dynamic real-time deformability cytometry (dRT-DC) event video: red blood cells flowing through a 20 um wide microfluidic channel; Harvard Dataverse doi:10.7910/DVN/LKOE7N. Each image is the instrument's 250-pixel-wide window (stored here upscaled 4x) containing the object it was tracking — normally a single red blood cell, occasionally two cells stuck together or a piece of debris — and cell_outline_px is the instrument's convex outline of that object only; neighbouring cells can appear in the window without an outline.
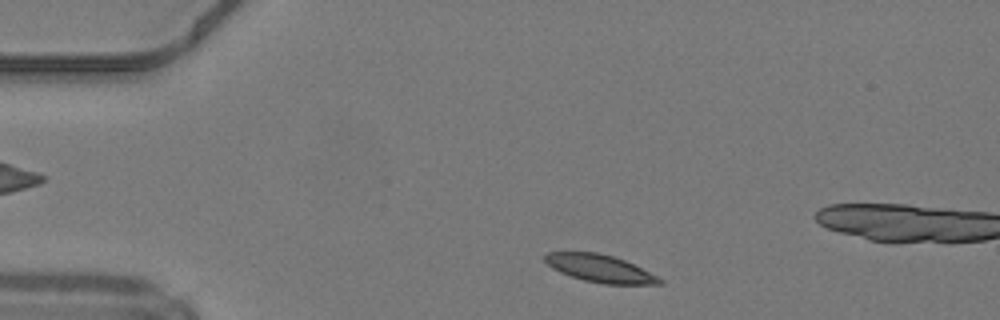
{"species": "common noctule bat (a hibernating species)", "species_latin": "Nyctalus noctula", "temperature_condition": "warm", "stored_images_in_passage": 8, "camera_frame_rate_fps": 3000, "um_per_image_px": 0.085, "animal": {"sex": "male", "body_mass_g": 19.2, "forearm_length_mm": 51.8}, "frame": {"image": 1, "passage_image": 2, "time_ms": 0.333, "image_size_px": [1000, 320], "cell_outline_px": [[664, 284], [604, 284], [584, 280], [560, 272], [552, 268], [544, 260], [544, 256], [548, 252], [596, 252], [612, 256], [624, 260], [664, 280]], "centroid_in_image_um": [50.98, 22.82], "position_along_channel_um": 34.0, "area_um2": 18.09}}